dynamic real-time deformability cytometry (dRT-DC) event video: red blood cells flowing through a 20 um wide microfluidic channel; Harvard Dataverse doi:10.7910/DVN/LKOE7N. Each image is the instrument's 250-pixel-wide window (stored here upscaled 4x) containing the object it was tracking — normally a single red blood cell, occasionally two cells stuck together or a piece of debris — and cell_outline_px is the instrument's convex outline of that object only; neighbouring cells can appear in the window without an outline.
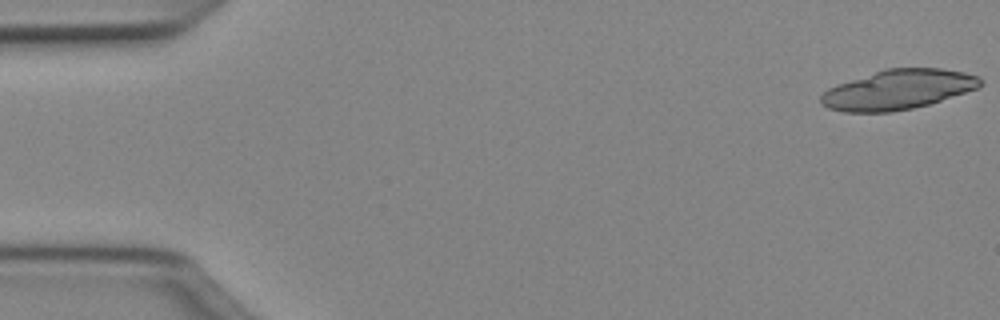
{"species": "Egyptian fruit bat (a non-hibernating species)", "species_latin": "Rousettus aegyptiacus", "temperature_condition": "cold", "stored_images_in_passage": 18, "camera_frame_rate_fps": 3000, "um_per_image_px": 0.085, "animal": {"sex": "female"}, "frame": {"image": 1, "passage_image": 1, "time_ms": 0.0, "image_size_px": [1000, 320], "cell_outline_px": [[984, 84], [980, 88], [928, 104], [912, 108], [892, 112], [844, 112], [828, 108], [820, 104], [820, 96], [828, 88], [836, 84], [884, 68], [940, 68], [964, 72], [980, 76], [984, 80]], "centroid_in_image_um": [76.35, 7.61], "position_along_channel_um": 8.7, "area_um2": 37.28}}